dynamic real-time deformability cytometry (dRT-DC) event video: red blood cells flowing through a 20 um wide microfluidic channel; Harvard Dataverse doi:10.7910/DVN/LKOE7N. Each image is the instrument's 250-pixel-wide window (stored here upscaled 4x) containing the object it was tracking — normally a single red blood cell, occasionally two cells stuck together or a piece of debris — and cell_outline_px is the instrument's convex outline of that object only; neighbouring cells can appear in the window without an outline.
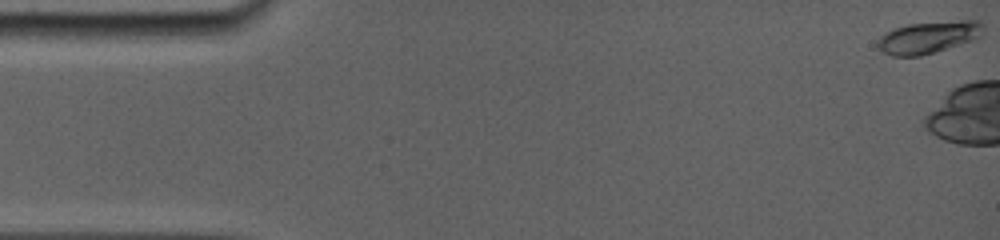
{"species": "common noctule bat (a hibernating species)", "species_latin": "Nyctalus noctula", "temperature_condition": "room temperature", "stored_images_in_passage": 7, "camera_frame_rate_fps": 5000, "um_per_image_px": 0.085, "animal": {"sex": "female", "body_mass_g": 19.0, "forearm_length_mm": 56.7}, "frame": {"image": 1, "passage_image": 1, "time_ms": 0.0, "image_size_px": [1000, 240], "cell_outline_px": [[984, 28], [980, 36], [972, 40], [920, 56], [892, 56], [884, 52], [876, 44], [876, 40], [884, 32], [908, 24], [960, 20], [980, 20]], "centroid_in_image_um": [78.89, 3.15], "position_along_channel_um": 6.1, "area_um2": 19.59}}